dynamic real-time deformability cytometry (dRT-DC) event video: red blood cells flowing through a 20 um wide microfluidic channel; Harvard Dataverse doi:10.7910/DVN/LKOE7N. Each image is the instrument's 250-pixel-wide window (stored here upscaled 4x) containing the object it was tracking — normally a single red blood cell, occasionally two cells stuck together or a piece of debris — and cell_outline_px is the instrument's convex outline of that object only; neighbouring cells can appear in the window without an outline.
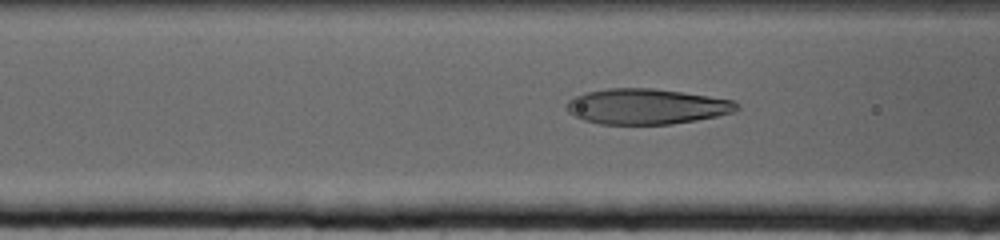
{"species": "human", "species_latin": "Homo sapiens", "temperature_condition": "cold", "stored_images_in_passage": 70, "camera_frame_rate_fps": 3000, "um_per_image_px": 0.085, "donor": {"sex": "female"}, "frame": {"image": 1, "passage_image": 27, "time_ms": 8.667, "image_size_px": [1000, 240], "cell_outline_px": [[740, 108], [736, 112], [696, 120], [672, 124], [600, 124], [584, 120], [568, 112], [568, 100], [576, 96], [588, 92], [608, 88], [652, 88], [736, 100], [740, 104]], "centroid_in_image_um": [55.02, 9.05], "position_along_channel_um": 111.6, "area_um2": 35.08}}
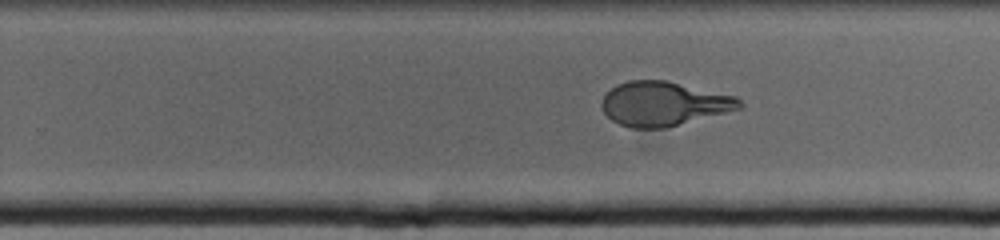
{"frame": {"image": 2, "passage_image": 44, "time_ms": 14.333, "image_size_px": [1000, 240], "cell_outline_px": [[744, 108], [664, 128], [632, 128], [620, 124], [612, 120], [604, 112], [600, 104], [604, 96], [616, 84], [628, 80], [664, 80], [736, 96], [744, 104]], "centroid_in_image_um": [56.42, 8.82], "position_along_channel_um": 273.4, "area_um2": 35.43}}
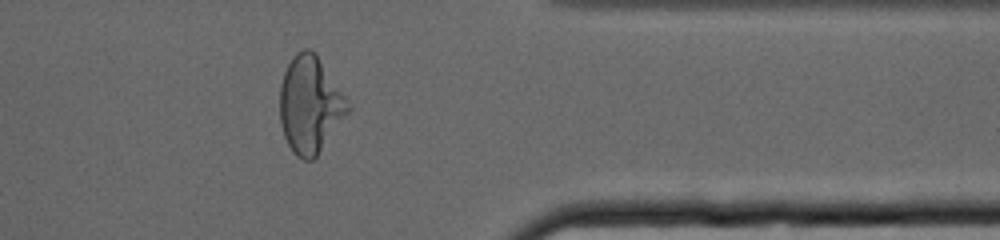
{"frame": {"image": 3, "passage_image": 57, "time_ms": 18.667, "image_size_px": [1000, 240], "cell_outline_px": [[352, 108], [316, 156], [312, 160], [304, 160], [296, 156], [292, 152], [284, 136], [280, 120], [280, 84], [284, 72], [292, 56], [296, 52], [304, 48], [312, 48], [316, 52]], "centroid_in_image_um": [26.34, 8.88], "position_along_channel_um": 385.1, "area_um2": 38.32}}